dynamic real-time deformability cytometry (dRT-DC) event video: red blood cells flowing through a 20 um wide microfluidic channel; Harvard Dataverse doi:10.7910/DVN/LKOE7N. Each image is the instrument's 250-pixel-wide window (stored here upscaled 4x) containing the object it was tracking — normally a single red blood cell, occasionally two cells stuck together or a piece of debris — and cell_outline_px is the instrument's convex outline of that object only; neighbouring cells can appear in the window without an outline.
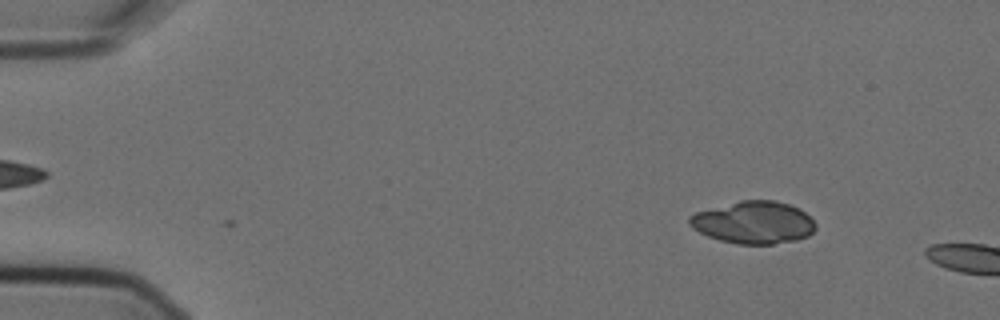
{"species": "Egyptian fruit bat (a non-hibernating species)", "species_latin": "Rousettus aegyptiacus", "temperature_condition": "cold", "stored_images_in_passage": 2, "camera_frame_rate_fps": 3000, "um_per_image_px": 0.085, "animal": {"sex": "female"}, "frame": {"image": 1, "passage_image": 2, "time_ms": 0.333, "image_size_px": [1000, 320], "cell_outline_px": [[816, 228], [808, 236], [796, 240], [772, 244], [736, 244], [720, 240], [708, 236], [692, 228], [688, 224], [688, 216], [696, 212], [740, 200], [772, 200], [788, 204], [800, 208], [816, 224]], "centroid_in_image_um": [64.04, 18.91], "position_along_channel_um": 21.0, "area_um2": 31.15}}